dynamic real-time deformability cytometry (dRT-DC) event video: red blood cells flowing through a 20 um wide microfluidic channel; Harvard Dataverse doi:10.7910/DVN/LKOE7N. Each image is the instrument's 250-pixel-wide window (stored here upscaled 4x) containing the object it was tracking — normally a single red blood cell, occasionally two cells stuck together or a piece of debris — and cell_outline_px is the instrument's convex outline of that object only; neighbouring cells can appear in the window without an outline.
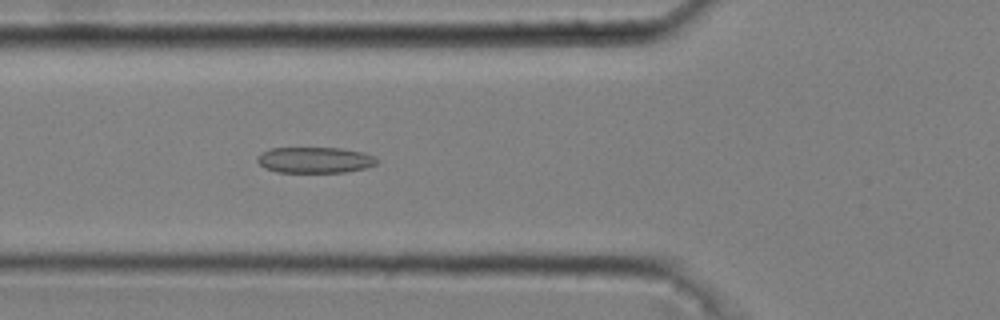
{"species": "common noctule bat (a hibernating species)", "species_latin": "Nyctalus noctula", "temperature_condition": "cold", "stored_images_in_passage": 43, "camera_frame_rate_fps": 3000, "um_per_image_px": 0.085, "animal": {"sex": "male", "body_mass_g": 20.4}, "frame": {"image": 1, "passage_image": 11, "time_ms": 3.333, "image_size_px": [1000, 320], "cell_outline_px": [[380, 160], [376, 164], [364, 168], [344, 172], [276, 172], [264, 168], [256, 160], [256, 156], [272, 148], [340, 148], [364, 152]], "centroid_in_image_um": [26.75, 13.6], "position_along_channel_um": 99.0, "area_um2": 18.03}}
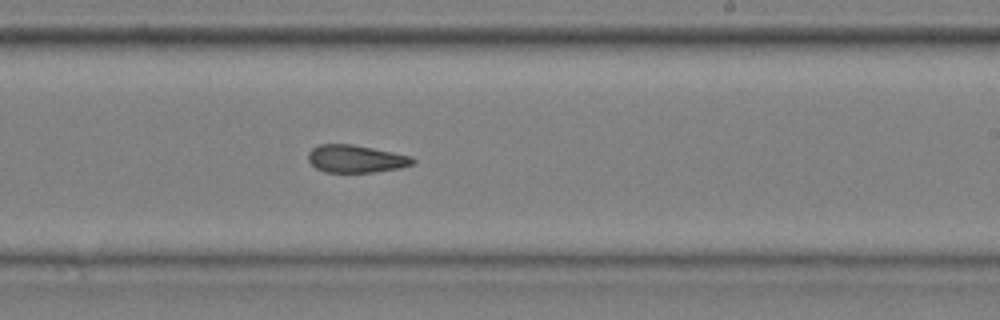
{"frame": {"image": 2, "passage_image": 24, "time_ms": 7.667, "image_size_px": [1000, 320], "cell_outline_px": [[416, 160], [412, 164], [400, 168], [372, 172], [324, 172], [316, 168], [308, 160], [308, 152], [312, 148], [320, 144], [352, 144], [412, 156]], "centroid_in_image_um": [30.23, 13.5], "position_along_channel_um": 258.8, "area_um2": 16.76}}
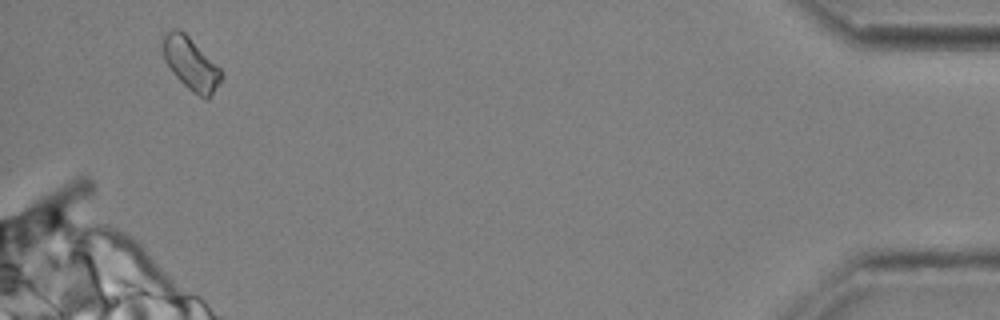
{"frame": {"image": 3, "passage_image": 42, "time_ms": 13.667, "image_size_px": [1000, 320], "cell_outline_px": [[224, 76], [212, 96], [208, 100], [204, 100], [192, 92], [172, 72], [164, 60], [160, 48], [164, 36], [172, 28], [176, 28], [184, 32], [220, 68]], "centroid_in_image_um": [16.22, 5.44], "position_along_channel_um": 419.0, "area_um2": 18.03}, "authors_computed_cell_mechanics": {"area_um2": 17.629, "velocity_mm_per_s": 3.6858, "shape_relaxation_time_tau1_ms": null, "shape_relaxation_time_tau2_ms": 2.5695, "deformation_change_tau1": null, "deformation_change_tau2": 0.1151}}